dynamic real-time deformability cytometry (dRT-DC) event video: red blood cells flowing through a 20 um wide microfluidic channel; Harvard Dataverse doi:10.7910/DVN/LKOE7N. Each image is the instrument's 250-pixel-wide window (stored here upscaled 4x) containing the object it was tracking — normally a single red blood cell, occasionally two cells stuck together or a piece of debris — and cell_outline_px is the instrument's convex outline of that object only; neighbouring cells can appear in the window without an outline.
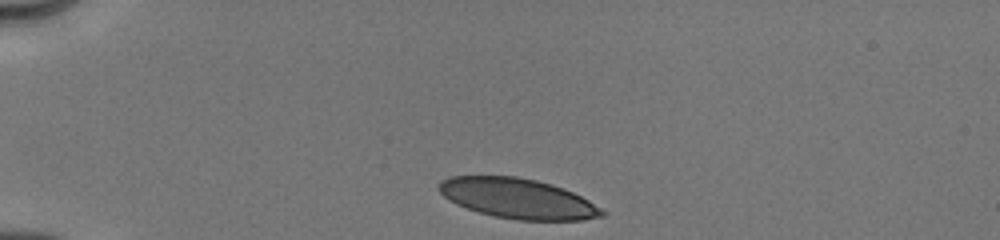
{"species": "human", "species_latin": "Homo sapiens", "temperature_condition": "cold", "stored_images_in_passage": 5, "camera_frame_rate_fps": 3000, "um_per_image_px": 0.085, "donor": {"sex": "male"}, "frame": {"image": 1, "passage_image": 1, "time_ms": 0.0, "image_size_px": [1000, 240], "cell_outline_px": [[604, 216], [584, 220], [516, 220], [496, 216], [480, 212], [456, 204], [444, 196], [436, 188], [440, 180], [448, 176], [516, 176], [536, 180], [552, 184], [572, 192], [588, 200], [600, 208], [604, 212]], "centroid_in_image_um": [43.98, 16.86], "position_along_channel_um": 41.0, "area_um2": 37.92}}